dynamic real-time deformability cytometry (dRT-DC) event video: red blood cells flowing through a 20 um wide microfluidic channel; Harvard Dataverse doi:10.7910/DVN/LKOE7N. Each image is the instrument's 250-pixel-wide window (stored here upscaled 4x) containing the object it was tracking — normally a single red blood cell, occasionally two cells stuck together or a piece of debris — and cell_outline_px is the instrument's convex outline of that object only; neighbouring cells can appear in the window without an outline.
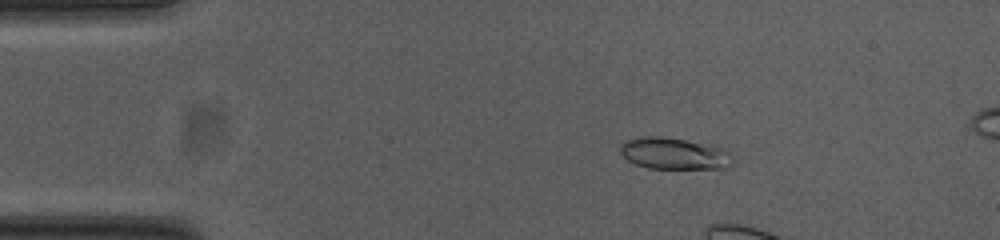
{"species": "common noctule bat (a hibernating species)", "species_latin": "Nyctalus noctula", "temperature_condition": "cold", "stored_images_in_passage": 10, "camera_frame_rate_fps": 3000, "um_per_image_px": 0.085, "animal": {"sex": "female", "body_mass_g": 23.0, "forearm_length_mm": 53.4}, "frame": {"image": 1, "passage_image": 5, "time_ms": 1.333, "image_size_px": [1000, 240], "cell_outline_px": [[728, 168], [648, 168], [636, 164], [628, 160], [620, 152], [620, 144], [624, 140], [644, 136], [664, 136], [720, 144], [728, 152]], "centroid_in_image_um": [57.28, 13.01], "position_along_channel_um": 27.7, "area_um2": 20.98}}